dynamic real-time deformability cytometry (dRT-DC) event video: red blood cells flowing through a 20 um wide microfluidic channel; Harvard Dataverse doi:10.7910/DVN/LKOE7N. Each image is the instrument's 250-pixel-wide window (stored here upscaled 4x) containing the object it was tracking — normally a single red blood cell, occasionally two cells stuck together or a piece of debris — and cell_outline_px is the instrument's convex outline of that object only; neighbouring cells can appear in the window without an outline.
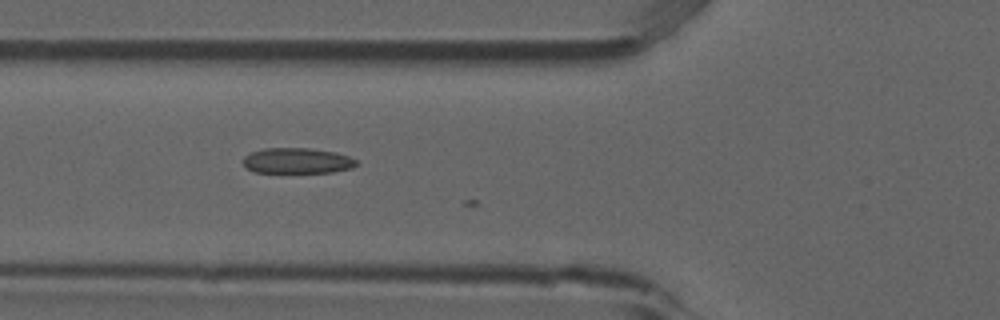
{"species": "common noctule bat (a hibernating species)", "species_latin": "Nyctalus noctula", "temperature_condition": "room temperature", "stored_images_in_passage": 6, "camera_frame_rate_fps": 3000, "um_per_image_px": 0.085, "animal": {"sex": "male", "forearm_length_mm": 52.5}, "frame": {"image": 1, "passage_image": 5, "time_ms": 1.333, "image_size_px": [1000, 320], "cell_outline_px": [[356, 164], [352, 168], [332, 172], [256, 172], [244, 168], [244, 156], [252, 152], [264, 148], [308, 148], [336, 152], [348, 156], [356, 160]], "centroid_in_image_um": [25.24, 13.66], "position_along_channel_um": 100.6, "area_um2": 16.76}}